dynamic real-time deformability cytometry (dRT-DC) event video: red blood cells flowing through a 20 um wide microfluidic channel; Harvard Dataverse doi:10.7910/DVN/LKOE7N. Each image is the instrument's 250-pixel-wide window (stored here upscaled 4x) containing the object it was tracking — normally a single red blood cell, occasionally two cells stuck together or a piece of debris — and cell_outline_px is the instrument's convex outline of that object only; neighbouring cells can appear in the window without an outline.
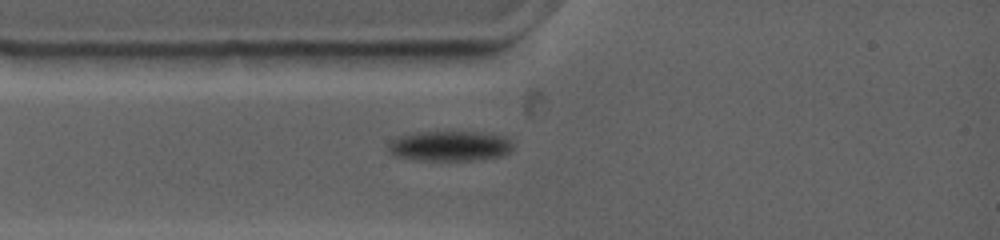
{"species": "common noctule bat (a hibernating species)", "species_latin": "Nyctalus noctula", "temperature_condition": "warm", "stored_images_in_passage": 24, "camera_frame_rate_fps": 4500, "um_per_image_px": 0.085, "animal": {"sex": "female", "body_mass_g": 19.0, "forearm_length_mm": 53.3}, "frame": {"image": 1, "passage_image": 1, "time_ms": 0.0, "image_size_px": [1000, 240], "cell_outline_px": [[512, 148], [508, 152], [500, 156], [476, 160], [416, 160], [396, 156], [388, 152], [388, 144], [396, 136], [416, 132], [480, 132], [504, 136], [512, 144]], "centroid_in_image_um": [38.18, 12.41], "position_along_channel_um": 46.8, "area_um2": 21.91}}
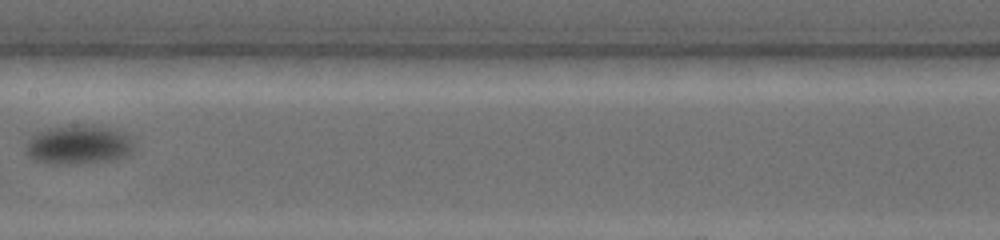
{"frame": {"image": 2, "passage_image": 7, "time_ms": 4.444, "image_size_px": [1000, 240], "cell_outline_px": [[136, 148], [128, 156], [116, 160], [84, 164], [60, 164], [36, 160], [28, 156], [24, 148], [28, 140], [36, 132], [48, 128], [76, 124], [96, 124], [112, 128], [128, 136], [132, 140]], "centroid_in_image_um": [6.72, 12.3], "position_along_channel_um": 200.7, "area_um2": 25.32}}
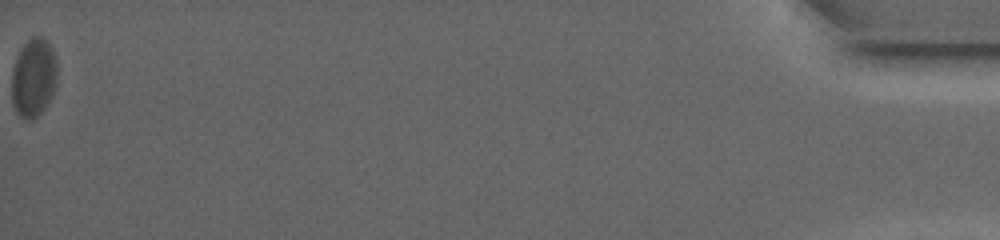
{"frame": {"image": 3, "passage_image": 24, "time_ms": 16.667, "image_size_px": [1000, 240], "cell_outline_px": [[56, 84], [52, 96], [48, 104], [36, 116], [28, 120], [24, 120], [16, 112], [12, 104], [12, 72], [16, 60], [24, 44], [32, 36], [40, 36], [52, 48], [56, 60]], "centroid_in_image_um": [2.85, 6.63], "position_along_channel_um": 432.3, "area_um2": 20.63}}